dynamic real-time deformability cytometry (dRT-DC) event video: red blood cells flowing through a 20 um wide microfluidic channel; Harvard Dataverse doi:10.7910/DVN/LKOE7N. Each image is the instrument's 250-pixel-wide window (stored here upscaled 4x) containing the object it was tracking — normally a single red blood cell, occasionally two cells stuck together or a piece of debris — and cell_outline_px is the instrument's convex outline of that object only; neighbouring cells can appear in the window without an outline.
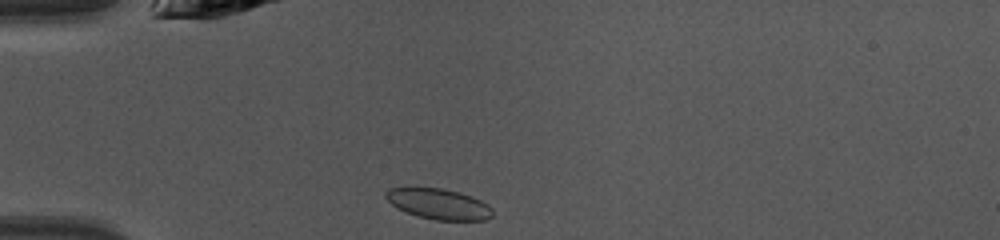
{"species": "common noctule bat (a hibernating species)", "species_latin": "Nyctalus noctula", "temperature_condition": "warm", "stored_images_in_passage": 36, "camera_frame_rate_fps": 3000, "um_per_image_px": 0.085, "animal": {"sex": "female", "body_mass_g": 10.0, "forearm_length_mm": 53.1}, "frame": {"image": 1, "passage_image": 1, "time_ms": 0.0, "image_size_px": [1000, 240], "cell_outline_px": [[492, 216], [488, 220], [436, 220], [416, 216], [396, 208], [384, 196], [384, 192], [388, 188], [412, 184], [444, 188], [460, 192], [472, 196], [488, 204], [492, 208]], "centroid_in_image_um": [37.21, 17.28], "position_along_channel_um": 47.8, "area_um2": 20.0}}
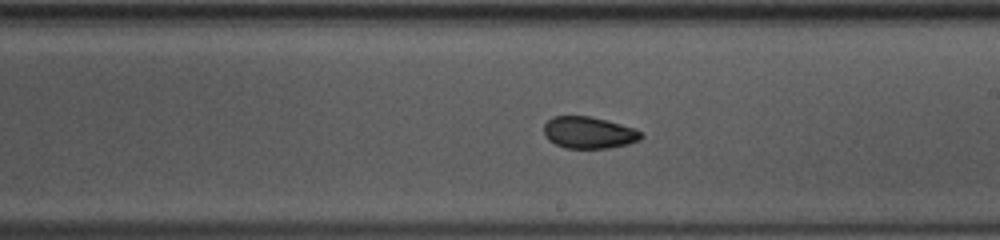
{"frame": {"image": 2, "passage_image": 16, "time_ms": 5.0, "image_size_px": [1000, 240], "cell_outline_px": [[644, 136], [640, 140], [628, 144], [608, 148], [564, 148], [548, 140], [544, 136], [544, 124], [552, 116], [588, 116], [636, 128]], "centroid_in_image_um": [50.04, 11.28], "position_along_channel_um": 239.0, "area_um2": 18.03}}
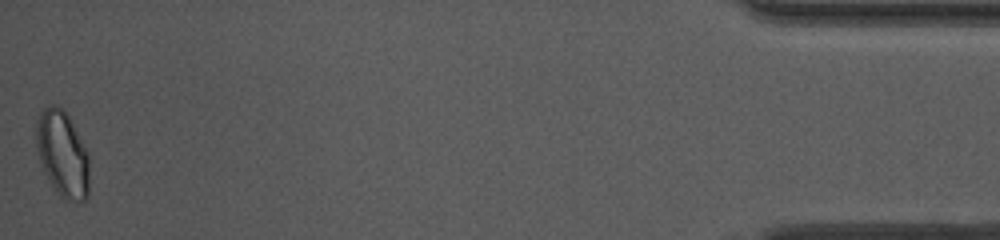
{"frame": {"image": 3, "passage_image": 36, "time_ms": 11.667, "image_size_px": [1000, 240], "cell_outline_px": [[88, 196], [84, 200], [68, 200], [60, 196], [56, 192], [40, 160], [36, 148], [36, 120], [40, 112], [44, 108], [52, 104], [64, 108], [88, 152]], "centroid_in_image_um": [5.3, 13.04], "position_along_channel_um": 429.9, "area_um2": 26.3}, "authors_computed_cell_mechanics": {"area_um2": 18.6116, "velocity_mm_per_s": 4.1388, "shape_relaxation_time_tau1_ms": 5.0891, "shape_relaxation_time_tau2_ms": 1.5882, "deformation_change_tau1": 0.0968, "deformation_change_tau2": 0.0422}}